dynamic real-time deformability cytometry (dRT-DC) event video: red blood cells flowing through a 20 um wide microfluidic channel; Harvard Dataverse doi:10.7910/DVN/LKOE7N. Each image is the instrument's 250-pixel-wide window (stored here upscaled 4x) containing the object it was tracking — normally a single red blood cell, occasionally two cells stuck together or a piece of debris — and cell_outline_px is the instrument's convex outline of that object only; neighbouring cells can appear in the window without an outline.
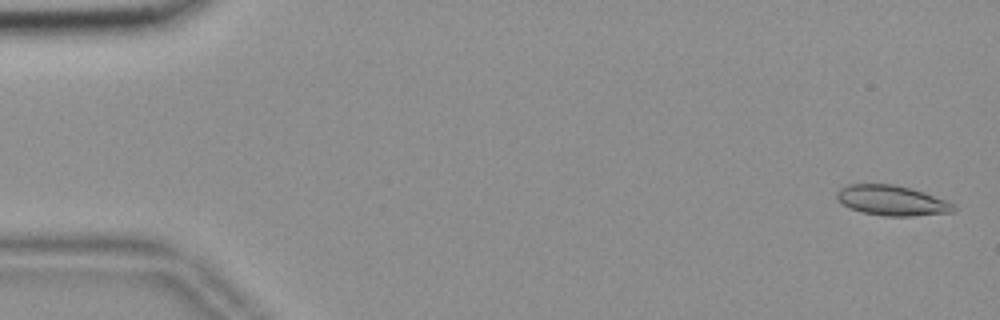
{"species": "common noctule bat (a hibernating species)", "species_latin": "Nyctalus noctula", "temperature_condition": "room temperature", "stored_images_in_passage": 57, "camera_frame_rate_fps": 3000, "um_per_image_px": 0.085, "animal": {"sex": "female", "body_mass_g": 18.4}, "frame": {"image": 1, "passage_image": 2, "time_ms": 0.333, "image_size_px": [1000, 320], "cell_outline_px": [[956, 208], [952, 212], [912, 216], [884, 216], [864, 212], [852, 208], [844, 204], [836, 196], [836, 192], [840, 188], [848, 184], [892, 184], [912, 188], [924, 192], [944, 200], [952, 204]], "centroid_in_image_um": [75.8, 17.03], "position_along_channel_um": 9.2, "area_um2": 20.17}}
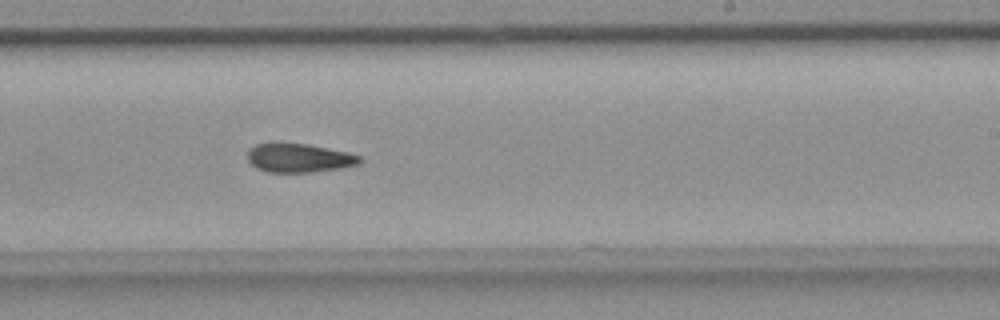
{"frame": {"image": 2, "passage_image": 34, "time_ms": 11.0, "image_size_px": [1000, 320], "cell_outline_px": [[364, 160], [360, 164], [340, 168], [312, 172], [268, 172], [256, 168], [248, 160], [248, 148], [256, 144], [272, 140], [308, 144], [348, 152], [360, 156]], "centroid_in_image_um": [25.38, 13.39], "position_along_channel_um": 263.6, "area_um2": 19.48}}
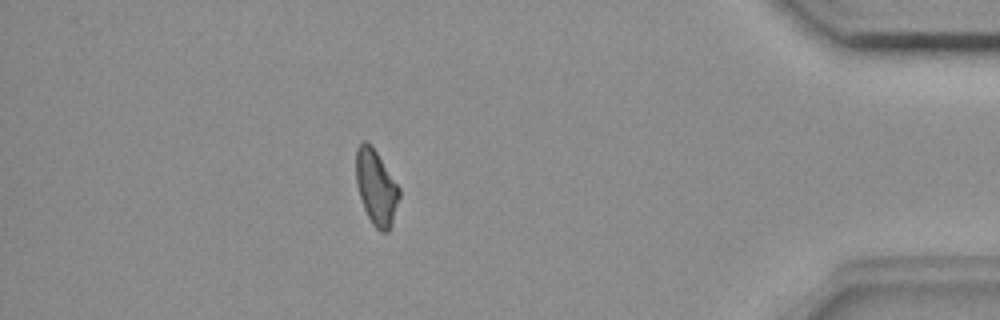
{"frame": {"image": 3, "passage_image": 49, "time_ms": 16.0, "image_size_px": [1000, 320], "cell_outline_px": [[400, 196], [392, 224], [388, 232], [380, 232], [372, 224], [364, 208], [356, 184], [356, 148], [364, 140], [372, 144], [400, 188]], "centroid_in_image_um": [31.98, 15.91], "position_along_channel_um": 403.2, "area_um2": 19.02}, "authors_computed_cell_mechanics": {"area_um2": 19.652, "velocity_mm_per_s": 3.6762, "shape_relaxation_time_tau1_ms": null, "shape_relaxation_time_tau2_ms": 10.012, "deformation_change_tau1": null, "deformation_change_tau2": 0.1924}}